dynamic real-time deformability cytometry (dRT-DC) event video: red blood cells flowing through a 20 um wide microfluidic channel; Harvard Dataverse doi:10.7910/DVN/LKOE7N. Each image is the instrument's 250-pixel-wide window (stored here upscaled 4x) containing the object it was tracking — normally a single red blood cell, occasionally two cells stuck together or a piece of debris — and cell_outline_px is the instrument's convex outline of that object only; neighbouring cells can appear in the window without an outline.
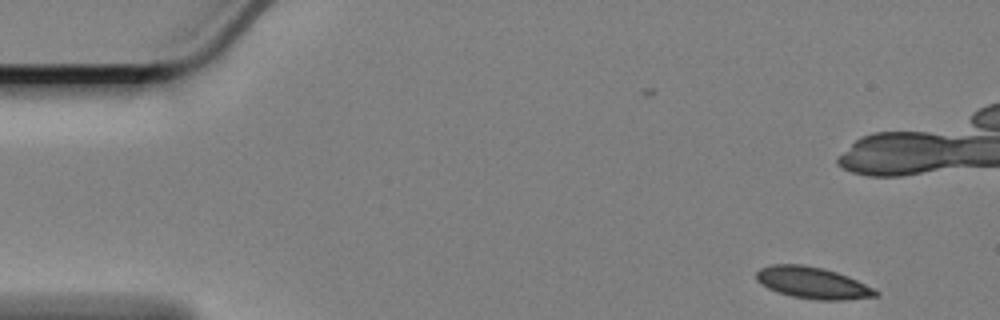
{"species": "Egyptian fruit bat (a non-hibernating species)", "species_latin": "Rousettus aegyptiacus", "temperature_condition": "cold", "stored_images_in_passage": 56, "camera_frame_rate_fps": 3000, "um_per_image_px": 0.085, "animal": {"sex": "female"}, "frame": {"image": 1, "passage_image": 1, "time_ms": 0.0, "image_size_px": [1000, 320], "cell_outline_px": [[880, 296], [844, 300], [816, 300], [792, 296], [776, 292], [760, 284], [756, 280], [756, 272], [760, 268], [772, 264], [804, 264], [824, 268], [848, 276], [876, 288], [880, 292]], "centroid_in_image_um": [69.1, 24.04], "position_along_channel_um": 15.9, "area_um2": 22.37}}
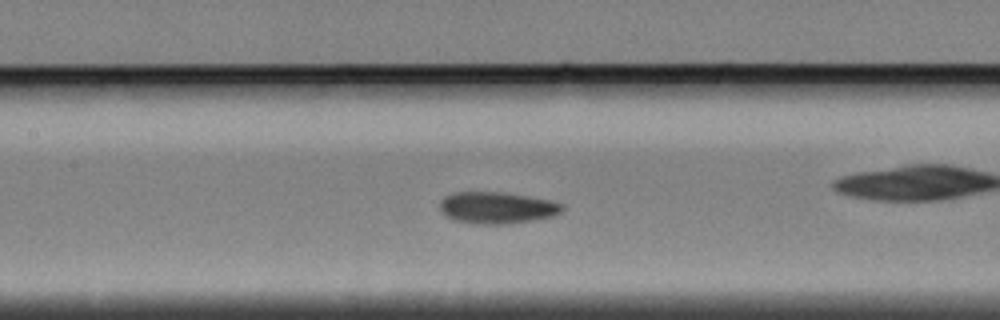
{"frame": {"image": 2, "passage_image": 23, "time_ms": 7.333, "image_size_px": [1000, 320], "cell_outline_px": [[564, 212], [552, 216], [532, 220], [508, 224], [472, 224], [452, 220], [440, 212], [440, 200], [444, 196], [452, 192], [504, 192], [552, 200], [564, 204]], "centroid_in_image_um": [42.23, 17.66], "position_along_channel_um": 165.2, "area_um2": 23.06}}
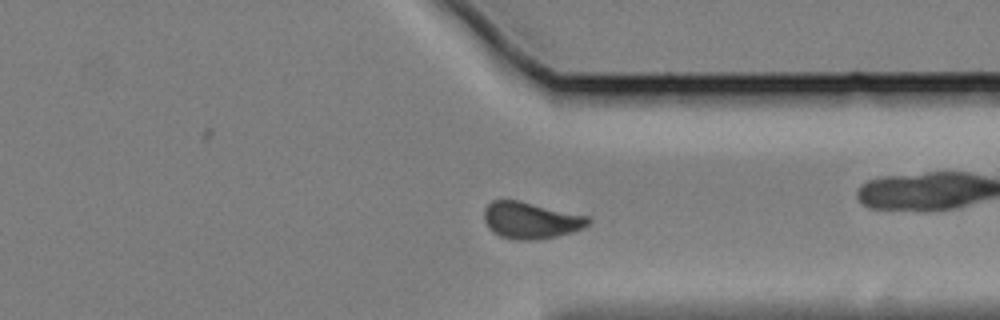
{"frame": {"image": 3, "passage_image": 41, "time_ms": 13.333, "image_size_px": [1000, 320], "cell_outline_px": [[592, 220], [584, 228], [572, 232], [556, 236], [528, 240], [516, 240], [500, 236], [492, 232], [488, 228], [484, 220], [484, 208], [492, 200], [516, 200], [588, 216]], "centroid_in_image_um": [45.09, 18.73], "position_along_channel_um": 366.3, "area_um2": 22.08}, "authors_computed_cell_mechanics": {"area_um2": 22.3108, "velocity_mm_per_s": 3.3619, "shape_relaxation_time_tau1_ms": 7.7044, "shape_relaxation_time_tau2_ms": 1.9515, "deformation_change_tau1": 0.1082, "deformation_change_tau2": 0.0582}}